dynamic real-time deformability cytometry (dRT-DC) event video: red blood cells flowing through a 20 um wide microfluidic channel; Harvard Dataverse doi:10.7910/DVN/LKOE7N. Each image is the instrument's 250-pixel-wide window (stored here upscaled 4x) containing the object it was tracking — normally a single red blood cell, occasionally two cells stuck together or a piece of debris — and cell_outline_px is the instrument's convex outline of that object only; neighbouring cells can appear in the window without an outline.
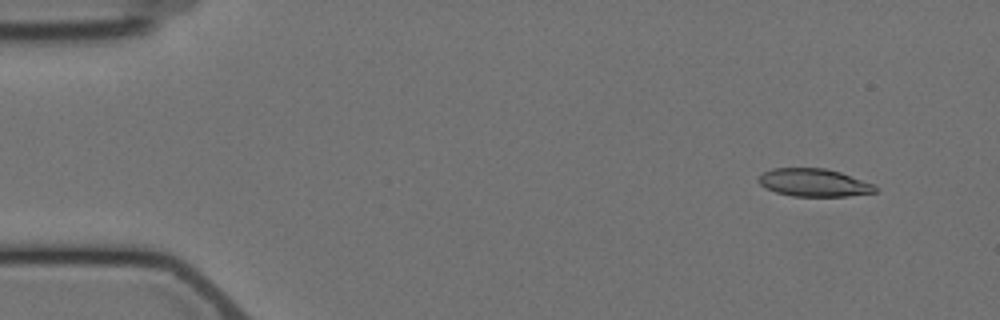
{"species": "Egyptian fruit bat (a non-hibernating species)", "species_latin": "Rousettus aegyptiacus", "temperature_condition": "cold", "stored_images_in_passage": 4, "camera_frame_rate_fps": 3000, "um_per_image_px": 0.085, "animal": {"sex": "female"}, "frame": {"image": 1, "passage_image": 1, "time_ms": 0.0, "image_size_px": [1000, 320], "cell_outline_px": [[876, 192], [848, 196], [792, 196], [776, 192], [764, 188], [756, 180], [764, 172], [772, 168], [824, 168], [840, 172], [872, 184], [876, 188]], "centroid_in_image_um": [69.13, 15.52], "position_along_channel_um": 15.9, "area_um2": 18.79}}
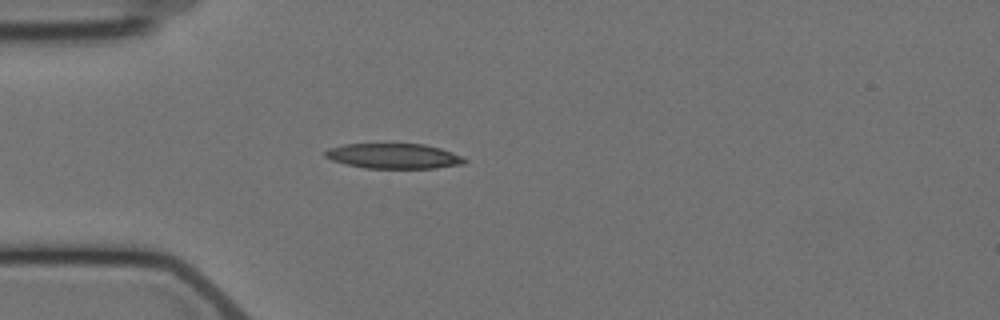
{"frame": {"image": 2, "passage_image": 4, "time_ms": 3.667, "image_size_px": [1000, 320], "cell_outline_px": [[468, 160], [464, 164], [436, 168], [364, 168], [332, 160], [324, 156], [324, 152], [328, 148], [344, 144], [424, 144], [440, 148], [452, 152]], "centroid_in_image_um": [33.47, 13.26], "position_along_channel_um": 51.5, "area_um2": 20.35}}